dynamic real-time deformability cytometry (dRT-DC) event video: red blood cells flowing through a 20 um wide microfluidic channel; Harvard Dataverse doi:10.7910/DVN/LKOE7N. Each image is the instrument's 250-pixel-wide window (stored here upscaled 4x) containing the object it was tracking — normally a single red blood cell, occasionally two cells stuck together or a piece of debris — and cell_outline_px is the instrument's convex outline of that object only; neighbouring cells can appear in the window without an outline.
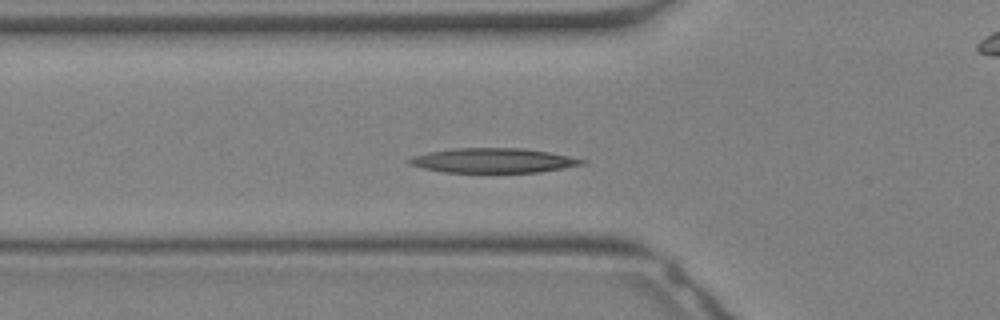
{"species": "Egyptian fruit bat (a non-hibernating species)", "species_latin": "Rousettus aegyptiacus", "temperature_condition": "warm", "stored_images_in_passage": 19, "camera_frame_rate_fps": 3000, "um_per_image_px": 0.085, "animal": {"sex": "female"}, "frame": {"image": 1, "passage_image": 4, "time_ms": 1.0, "image_size_px": [1000, 320], "cell_outline_px": [[588, 160], [584, 164], [540, 172], [444, 172], [424, 168], [408, 164], [408, 160], [412, 156], [428, 152], [452, 148], [524, 148], [548, 152]], "centroid_in_image_um": [41.91, 13.64], "position_along_channel_um": 83.9, "area_um2": 24.68}}
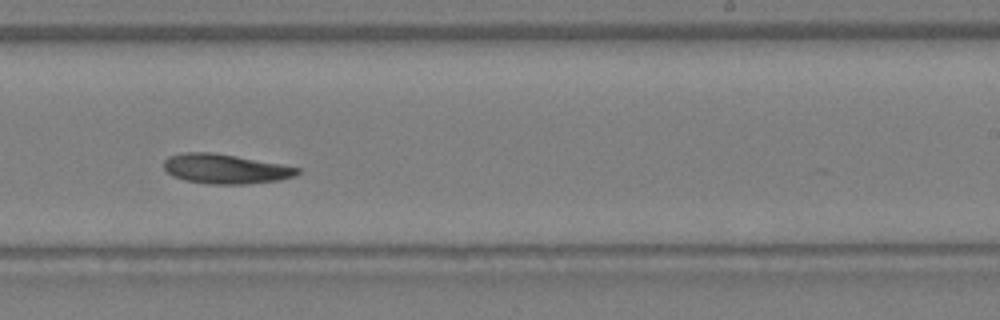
{"frame": {"image": 2, "passage_image": 13, "time_ms": 4.0, "image_size_px": [1000, 320], "cell_outline_px": [[300, 172], [292, 176], [276, 180], [244, 184], [208, 184], [184, 180], [172, 176], [164, 168], [164, 160], [168, 156], [180, 152], [212, 152], [236, 156], [280, 164], [300, 168]], "centroid_in_image_um": [19.08, 14.34], "position_along_channel_um": 269.9, "area_um2": 22.89}}
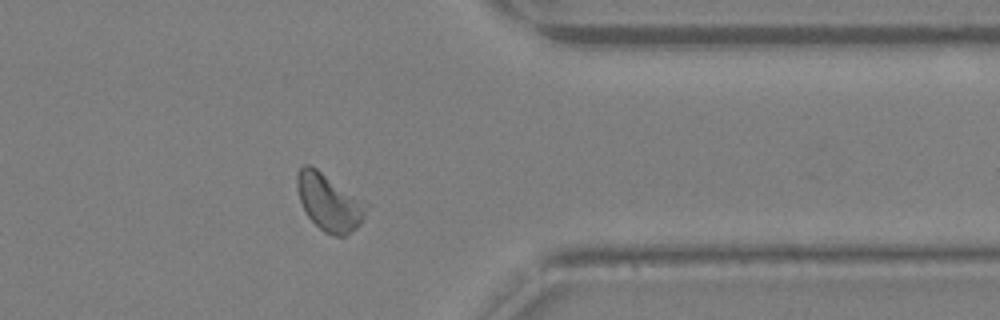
{"frame": {"image": 3, "passage_image": 19, "time_ms": 6.0, "image_size_px": [1000, 320], "cell_outline_px": [[368, 208], [360, 224], [356, 228], [344, 236], [336, 236], [324, 232], [308, 216], [300, 200], [296, 188], [296, 176], [300, 168], [304, 164], [308, 164], [316, 168], [368, 204]], "centroid_in_image_um": [27.96, 17.19], "position_along_channel_um": 383.4, "area_um2": 22.6}}